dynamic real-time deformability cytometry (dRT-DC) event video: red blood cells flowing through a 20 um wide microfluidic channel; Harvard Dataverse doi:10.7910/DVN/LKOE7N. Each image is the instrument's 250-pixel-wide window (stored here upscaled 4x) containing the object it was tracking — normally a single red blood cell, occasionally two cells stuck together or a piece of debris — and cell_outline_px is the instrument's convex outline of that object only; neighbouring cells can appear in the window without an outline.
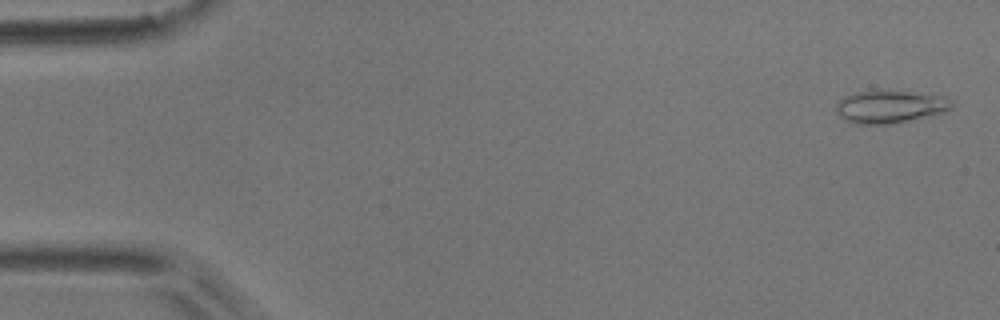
{"species": "common noctule bat (a hibernating species)", "species_latin": "Nyctalus noctula", "temperature_condition": "room temperature", "stored_images_in_passage": 51, "camera_frame_rate_fps": 3000, "um_per_image_px": 0.085, "animal": {"sex": "male", "body_mass_g": 17.9}, "frame": {"image": 1, "passage_image": 2, "time_ms": 0.333, "image_size_px": [1000, 320], "cell_outline_px": [[952, 108], [944, 112], [892, 124], [852, 124], [844, 120], [836, 112], [836, 104], [844, 96], [856, 92], [872, 88], [944, 96], [952, 100]], "centroid_in_image_um": [75.6, 9.05], "position_along_channel_um": 9.4, "area_um2": 22.43}}
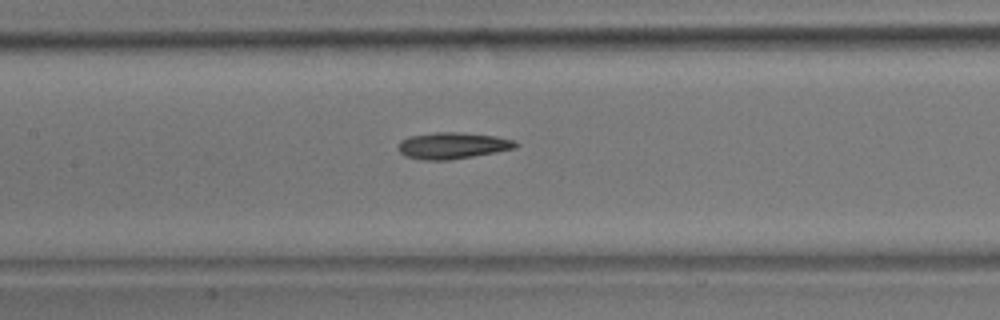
{"frame": {"image": 2, "passage_image": 24, "time_ms": 7.667, "image_size_px": [1000, 320], "cell_outline_px": [[520, 144], [516, 148], [496, 152], [448, 160], [420, 160], [404, 156], [396, 148], [400, 140], [408, 136], [436, 132], [460, 132], [496, 136], [516, 140]], "centroid_in_image_um": [38.45, 12.37], "position_along_channel_um": 169.0, "area_um2": 18.38}}
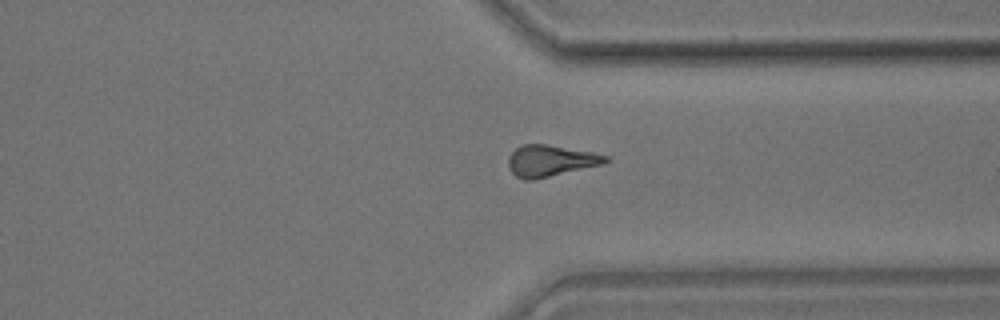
{"frame": {"image": 3, "passage_image": 39, "time_ms": 12.667, "image_size_px": [1000, 320], "cell_outline_px": [[612, 160], [604, 164], [532, 180], [524, 180], [516, 176], [508, 168], [508, 156], [520, 144], [544, 144], [592, 152], [608, 156]], "centroid_in_image_um": [46.79, 13.66], "position_along_channel_um": 364.6, "area_um2": 17.8}, "authors_computed_cell_mechanics": {"area_um2": 17.7446, "velocity_mm_per_s": 3.9216, "shape_relaxation_time_tau1_ms": null, "shape_relaxation_time_tau2_ms": 5.5522, "deformation_change_tau1": null, "deformation_change_tau2": 0.1753}}